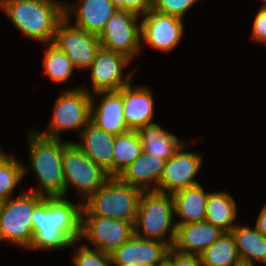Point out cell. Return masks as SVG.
I'll list each match as a JSON object with an SVG mask.
<instances>
[{
  "instance_id": "obj_1",
  "label": "cell",
  "mask_w": 266,
  "mask_h": 266,
  "mask_svg": "<svg viewBox=\"0 0 266 266\" xmlns=\"http://www.w3.org/2000/svg\"><path fill=\"white\" fill-rule=\"evenodd\" d=\"M69 198H44L31 216L33 240L28 250L60 251L81 237L82 203Z\"/></svg>"
},
{
  "instance_id": "obj_2",
  "label": "cell",
  "mask_w": 266,
  "mask_h": 266,
  "mask_svg": "<svg viewBox=\"0 0 266 266\" xmlns=\"http://www.w3.org/2000/svg\"><path fill=\"white\" fill-rule=\"evenodd\" d=\"M29 167L23 162V178L32 170L38 186L25 190L45 198L65 197V178L62 158L68 140L49 138L41 135L34 127L26 132Z\"/></svg>"
},
{
  "instance_id": "obj_3",
  "label": "cell",
  "mask_w": 266,
  "mask_h": 266,
  "mask_svg": "<svg viewBox=\"0 0 266 266\" xmlns=\"http://www.w3.org/2000/svg\"><path fill=\"white\" fill-rule=\"evenodd\" d=\"M59 0H0V11L21 35L31 41L52 43L58 23L64 16Z\"/></svg>"
},
{
  "instance_id": "obj_4",
  "label": "cell",
  "mask_w": 266,
  "mask_h": 266,
  "mask_svg": "<svg viewBox=\"0 0 266 266\" xmlns=\"http://www.w3.org/2000/svg\"><path fill=\"white\" fill-rule=\"evenodd\" d=\"M172 194L158 191L142 192L134 223V235L158 240L173 247L176 236Z\"/></svg>"
},
{
  "instance_id": "obj_5",
  "label": "cell",
  "mask_w": 266,
  "mask_h": 266,
  "mask_svg": "<svg viewBox=\"0 0 266 266\" xmlns=\"http://www.w3.org/2000/svg\"><path fill=\"white\" fill-rule=\"evenodd\" d=\"M142 191L110 177L105 184L82 203L81 216H100L135 223Z\"/></svg>"
},
{
  "instance_id": "obj_6",
  "label": "cell",
  "mask_w": 266,
  "mask_h": 266,
  "mask_svg": "<svg viewBox=\"0 0 266 266\" xmlns=\"http://www.w3.org/2000/svg\"><path fill=\"white\" fill-rule=\"evenodd\" d=\"M81 86L61 88L48 126L45 130H37L41 135L57 139H62L65 131H76L77 137L80 135L91 119V95Z\"/></svg>"
},
{
  "instance_id": "obj_7",
  "label": "cell",
  "mask_w": 266,
  "mask_h": 266,
  "mask_svg": "<svg viewBox=\"0 0 266 266\" xmlns=\"http://www.w3.org/2000/svg\"><path fill=\"white\" fill-rule=\"evenodd\" d=\"M21 193L3 201L0 208V242L28 249L33 240L31 216L45 197L20 187Z\"/></svg>"
},
{
  "instance_id": "obj_8",
  "label": "cell",
  "mask_w": 266,
  "mask_h": 266,
  "mask_svg": "<svg viewBox=\"0 0 266 266\" xmlns=\"http://www.w3.org/2000/svg\"><path fill=\"white\" fill-rule=\"evenodd\" d=\"M62 165L65 178V198H68L69 190L73 188L81 203L85 202L110 178L106 171L88 158L71 140L64 147Z\"/></svg>"
},
{
  "instance_id": "obj_9",
  "label": "cell",
  "mask_w": 266,
  "mask_h": 266,
  "mask_svg": "<svg viewBox=\"0 0 266 266\" xmlns=\"http://www.w3.org/2000/svg\"><path fill=\"white\" fill-rule=\"evenodd\" d=\"M131 63L132 61L126 56L101 47L91 66L87 69L90 74L88 77H90L91 88L84 82L81 87L90 95L98 92L119 91L129 84L139 72L137 71L139 66L128 71L127 68Z\"/></svg>"
},
{
  "instance_id": "obj_10",
  "label": "cell",
  "mask_w": 266,
  "mask_h": 266,
  "mask_svg": "<svg viewBox=\"0 0 266 266\" xmlns=\"http://www.w3.org/2000/svg\"><path fill=\"white\" fill-rule=\"evenodd\" d=\"M141 17L118 9L98 36L101 47L126 56L132 62L141 52Z\"/></svg>"
},
{
  "instance_id": "obj_11",
  "label": "cell",
  "mask_w": 266,
  "mask_h": 266,
  "mask_svg": "<svg viewBox=\"0 0 266 266\" xmlns=\"http://www.w3.org/2000/svg\"><path fill=\"white\" fill-rule=\"evenodd\" d=\"M134 235V224L126 220L100 216H81V240L85 245L93 246L111 254L115 249ZM87 243V244H86Z\"/></svg>"
},
{
  "instance_id": "obj_12",
  "label": "cell",
  "mask_w": 266,
  "mask_h": 266,
  "mask_svg": "<svg viewBox=\"0 0 266 266\" xmlns=\"http://www.w3.org/2000/svg\"><path fill=\"white\" fill-rule=\"evenodd\" d=\"M52 43L65 52L77 71H86L101 48L97 35L73 25L66 17L58 23Z\"/></svg>"
},
{
  "instance_id": "obj_13",
  "label": "cell",
  "mask_w": 266,
  "mask_h": 266,
  "mask_svg": "<svg viewBox=\"0 0 266 266\" xmlns=\"http://www.w3.org/2000/svg\"><path fill=\"white\" fill-rule=\"evenodd\" d=\"M183 19L159 13L152 8L141 16V51L143 44L150 48L170 53L176 48L185 33ZM144 42V43H143Z\"/></svg>"
},
{
  "instance_id": "obj_14",
  "label": "cell",
  "mask_w": 266,
  "mask_h": 266,
  "mask_svg": "<svg viewBox=\"0 0 266 266\" xmlns=\"http://www.w3.org/2000/svg\"><path fill=\"white\" fill-rule=\"evenodd\" d=\"M189 144L191 142L185 141L166 161L158 192L173 194L201 184L195 177L200 173L204 155L196 151H187L186 146H190Z\"/></svg>"
},
{
  "instance_id": "obj_15",
  "label": "cell",
  "mask_w": 266,
  "mask_h": 266,
  "mask_svg": "<svg viewBox=\"0 0 266 266\" xmlns=\"http://www.w3.org/2000/svg\"><path fill=\"white\" fill-rule=\"evenodd\" d=\"M170 247L158 240L133 235L111 254L113 266H159L166 260Z\"/></svg>"
},
{
  "instance_id": "obj_16",
  "label": "cell",
  "mask_w": 266,
  "mask_h": 266,
  "mask_svg": "<svg viewBox=\"0 0 266 266\" xmlns=\"http://www.w3.org/2000/svg\"><path fill=\"white\" fill-rule=\"evenodd\" d=\"M64 1V16L73 25L97 36L118 10L111 0H76L73 3Z\"/></svg>"
},
{
  "instance_id": "obj_17",
  "label": "cell",
  "mask_w": 266,
  "mask_h": 266,
  "mask_svg": "<svg viewBox=\"0 0 266 266\" xmlns=\"http://www.w3.org/2000/svg\"><path fill=\"white\" fill-rule=\"evenodd\" d=\"M119 92L122 94L124 119L130 130L157 123L153 119L156 103L151 87L140 84L134 86L132 80Z\"/></svg>"
},
{
  "instance_id": "obj_18",
  "label": "cell",
  "mask_w": 266,
  "mask_h": 266,
  "mask_svg": "<svg viewBox=\"0 0 266 266\" xmlns=\"http://www.w3.org/2000/svg\"><path fill=\"white\" fill-rule=\"evenodd\" d=\"M100 129L115 136L130 129L124 119L122 94L119 91L91 95V119Z\"/></svg>"
},
{
  "instance_id": "obj_19",
  "label": "cell",
  "mask_w": 266,
  "mask_h": 266,
  "mask_svg": "<svg viewBox=\"0 0 266 266\" xmlns=\"http://www.w3.org/2000/svg\"><path fill=\"white\" fill-rule=\"evenodd\" d=\"M74 142L88 158L113 177L115 135L107 133L90 121Z\"/></svg>"
},
{
  "instance_id": "obj_20",
  "label": "cell",
  "mask_w": 266,
  "mask_h": 266,
  "mask_svg": "<svg viewBox=\"0 0 266 266\" xmlns=\"http://www.w3.org/2000/svg\"><path fill=\"white\" fill-rule=\"evenodd\" d=\"M165 163L166 160L143 152L118 178L142 192L158 191Z\"/></svg>"
},
{
  "instance_id": "obj_21",
  "label": "cell",
  "mask_w": 266,
  "mask_h": 266,
  "mask_svg": "<svg viewBox=\"0 0 266 266\" xmlns=\"http://www.w3.org/2000/svg\"><path fill=\"white\" fill-rule=\"evenodd\" d=\"M222 233L207 221L178 225L173 248L185 254L201 255Z\"/></svg>"
},
{
  "instance_id": "obj_22",
  "label": "cell",
  "mask_w": 266,
  "mask_h": 266,
  "mask_svg": "<svg viewBox=\"0 0 266 266\" xmlns=\"http://www.w3.org/2000/svg\"><path fill=\"white\" fill-rule=\"evenodd\" d=\"M199 184L172 194L174 202V219L176 227L188 223L205 221L208 196L211 191H205Z\"/></svg>"
},
{
  "instance_id": "obj_23",
  "label": "cell",
  "mask_w": 266,
  "mask_h": 266,
  "mask_svg": "<svg viewBox=\"0 0 266 266\" xmlns=\"http://www.w3.org/2000/svg\"><path fill=\"white\" fill-rule=\"evenodd\" d=\"M235 239L239 258L251 266H266V237L254 225L238 222L230 231Z\"/></svg>"
},
{
  "instance_id": "obj_24",
  "label": "cell",
  "mask_w": 266,
  "mask_h": 266,
  "mask_svg": "<svg viewBox=\"0 0 266 266\" xmlns=\"http://www.w3.org/2000/svg\"><path fill=\"white\" fill-rule=\"evenodd\" d=\"M136 132L140 138L144 153L153 154L166 161L172 157L185 142L158 123L138 128Z\"/></svg>"
},
{
  "instance_id": "obj_25",
  "label": "cell",
  "mask_w": 266,
  "mask_h": 266,
  "mask_svg": "<svg viewBox=\"0 0 266 266\" xmlns=\"http://www.w3.org/2000/svg\"><path fill=\"white\" fill-rule=\"evenodd\" d=\"M234 198L230 191H211L208 196L205 221L223 232H230L238 223L239 217Z\"/></svg>"
},
{
  "instance_id": "obj_26",
  "label": "cell",
  "mask_w": 266,
  "mask_h": 266,
  "mask_svg": "<svg viewBox=\"0 0 266 266\" xmlns=\"http://www.w3.org/2000/svg\"><path fill=\"white\" fill-rule=\"evenodd\" d=\"M42 45L43 47L45 46L43 63H41L43 65V73L53 84H62V86L63 83L68 84L75 70H77L72 61L64 51L60 50L53 43Z\"/></svg>"
},
{
  "instance_id": "obj_27",
  "label": "cell",
  "mask_w": 266,
  "mask_h": 266,
  "mask_svg": "<svg viewBox=\"0 0 266 266\" xmlns=\"http://www.w3.org/2000/svg\"><path fill=\"white\" fill-rule=\"evenodd\" d=\"M199 256L201 266H238L242 263L237 252L235 239L231 232H223Z\"/></svg>"
},
{
  "instance_id": "obj_28",
  "label": "cell",
  "mask_w": 266,
  "mask_h": 266,
  "mask_svg": "<svg viewBox=\"0 0 266 266\" xmlns=\"http://www.w3.org/2000/svg\"><path fill=\"white\" fill-rule=\"evenodd\" d=\"M142 153L143 148L136 130H129L128 132L115 136L113 177H118Z\"/></svg>"
},
{
  "instance_id": "obj_29",
  "label": "cell",
  "mask_w": 266,
  "mask_h": 266,
  "mask_svg": "<svg viewBox=\"0 0 266 266\" xmlns=\"http://www.w3.org/2000/svg\"><path fill=\"white\" fill-rule=\"evenodd\" d=\"M23 179V162L13 153L0 166V200L3 202L15 197L13 193Z\"/></svg>"
},
{
  "instance_id": "obj_30",
  "label": "cell",
  "mask_w": 266,
  "mask_h": 266,
  "mask_svg": "<svg viewBox=\"0 0 266 266\" xmlns=\"http://www.w3.org/2000/svg\"><path fill=\"white\" fill-rule=\"evenodd\" d=\"M79 241H74L70 244V247H75L72 261L73 266H113L111 256L99 249L89 247L83 242L78 247ZM92 248V249H91Z\"/></svg>"
},
{
  "instance_id": "obj_31",
  "label": "cell",
  "mask_w": 266,
  "mask_h": 266,
  "mask_svg": "<svg viewBox=\"0 0 266 266\" xmlns=\"http://www.w3.org/2000/svg\"><path fill=\"white\" fill-rule=\"evenodd\" d=\"M199 0H152V9L163 14L175 16L184 20L187 12Z\"/></svg>"
},
{
  "instance_id": "obj_32",
  "label": "cell",
  "mask_w": 266,
  "mask_h": 266,
  "mask_svg": "<svg viewBox=\"0 0 266 266\" xmlns=\"http://www.w3.org/2000/svg\"><path fill=\"white\" fill-rule=\"evenodd\" d=\"M251 35L252 40L266 46V7L261 6L253 18Z\"/></svg>"
},
{
  "instance_id": "obj_33",
  "label": "cell",
  "mask_w": 266,
  "mask_h": 266,
  "mask_svg": "<svg viewBox=\"0 0 266 266\" xmlns=\"http://www.w3.org/2000/svg\"><path fill=\"white\" fill-rule=\"evenodd\" d=\"M166 261L171 266H201L200 256L185 254L177 251L173 247L167 252Z\"/></svg>"
},
{
  "instance_id": "obj_34",
  "label": "cell",
  "mask_w": 266,
  "mask_h": 266,
  "mask_svg": "<svg viewBox=\"0 0 266 266\" xmlns=\"http://www.w3.org/2000/svg\"><path fill=\"white\" fill-rule=\"evenodd\" d=\"M113 5L120 10H127L135 14L145 15L152 8V0H111Z\"/></svg>"
},
{
  "instance_id": "obj_35",
  "label": "cell",
  "mask_w": 266,
  "mask_h": 266,
  "mask_svg": "<svg viewBox=\"0 0 266 266\" xmlns=\"http://www.w3.org/2000/svg\"><path fill=\"white\" fill-rule=\"evenodd\" d=\"M255 227L266 237V203L262 205V208L256 218Z\"/></svg>"
},
{
  "instance_id": "obj_36",
  "label": "cell",
  "mask_w": 266,
  "mask_h": 266,
  "mask_svg": "<svg viewBox=\"0 0 266 266\" xmlns=\"http://www.w3.org/2000/svg\"><path fill=\"white\" fill-rule=\"evenodd\" d=\"M13 154V152H5L0 145V166Z\"/></svg>"
},
{
  "instance_id": "obj_37",
  "label": "cell",
  "mask_w": 266,
  "mask_h": 266,
  "mask_svg": "<svg viewBox=\"0 0 266 266\" xmlns=\"http://www.w3.org/2000/svg\"><path fill=\"white\" fill-rule=\"evenodd\" d=\"M159 266H171L166 260L160 264Z\"/></svg>"
},
{
  "instance_id": "obj_38",
  "label": "cell",
  "mask_w": 266,
  "mask_h": 266,
  "mask_svg": "<svg viewBox=\"0 0 266 266\" xmlns=\"http://www.w3.org/2000/svg\"><path fill=\"white\" fill-rule=\"evenodd\" d=\"M261 1L263 2L262 6L266 7V0H261Z\"/></svg>"
},
{
  "instance_id": "obj_39",
  "label": "cell",
  "mask_w": 266,
  "mask_h": 266,
  "mask_svg": "<svg viewBox=\"0 0 266 266\" xmlns=\"http://www.w3.org/2000/svg\"><path fill=\"white\" fill-rule=\"evenodd\" d=\"M238 266H251V265H248V264H244V263H241L240 265Z\"/></svg>"
}]
</instances>
